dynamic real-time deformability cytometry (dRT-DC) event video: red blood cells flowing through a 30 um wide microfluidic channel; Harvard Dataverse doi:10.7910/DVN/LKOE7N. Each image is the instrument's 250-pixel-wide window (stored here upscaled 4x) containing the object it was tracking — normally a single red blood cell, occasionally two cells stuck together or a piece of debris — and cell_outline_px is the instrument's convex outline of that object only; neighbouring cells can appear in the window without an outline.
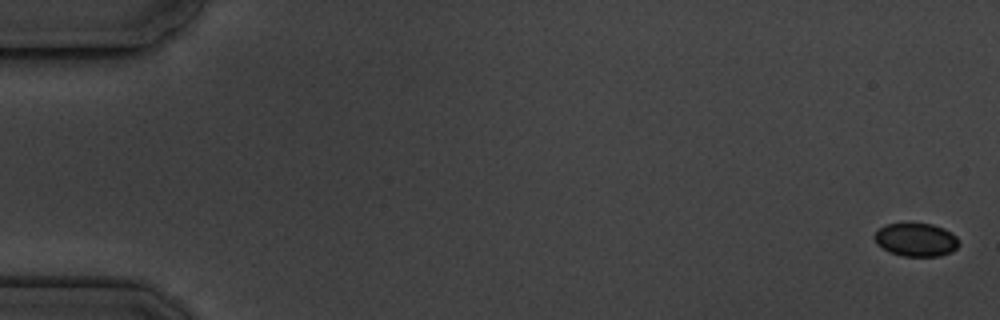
{"species": "common noctule bat (a hibernating species)", "species_latin": "Nyctalus noctula", "temperature_condition": "cold", "stored_images_in_passage": 7, "camera_frame_rate_fps": 3000, "um_per_image_px": 0.085, "animal": {"sex": "male", "body_mass_g": 19.5, "forearm_length_mm": 54.6}, "frame": {"image": 1, "passage_image": 1, "time_ms": 0.0, "image_size_px": [1000, 320], "cell_outline_px": [[960, 244], [952, 252], [940, 256], [904, 256], [888, 252], [876, 244], [872, 236], [880, 228], [888, 224], [908, 220], [932, 224], [944, 228], [952, 232], [956, 236]], "centroid_in_image_um": [77.85, 20.33], "position_along_channel_um": 7.2, "area_um2": 17.11}}
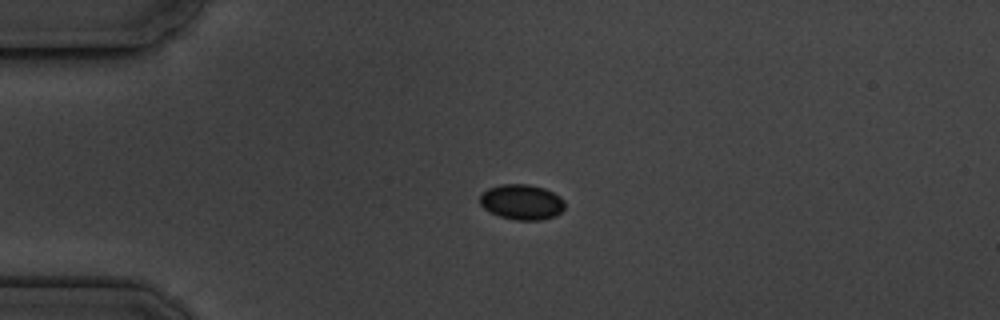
{"frame": {"image": 2, "passage_image": 5, "time_ms": 4.333, "image_size_px": [1000, 320], "cell_outline_px": [[564, 208], [560, 212], [552, 216], [540, 220], [516, 220], [500, 216], [484, 208], [480, 204], [480, 196], [488, 188], [500, 184], [528, 184], [544, 188], [560, 196], [564, 200]], "centroid_in_image_um": [44.35, 17.16], "position_along_channel_um": 40.7, "area_um2": 17.28}}